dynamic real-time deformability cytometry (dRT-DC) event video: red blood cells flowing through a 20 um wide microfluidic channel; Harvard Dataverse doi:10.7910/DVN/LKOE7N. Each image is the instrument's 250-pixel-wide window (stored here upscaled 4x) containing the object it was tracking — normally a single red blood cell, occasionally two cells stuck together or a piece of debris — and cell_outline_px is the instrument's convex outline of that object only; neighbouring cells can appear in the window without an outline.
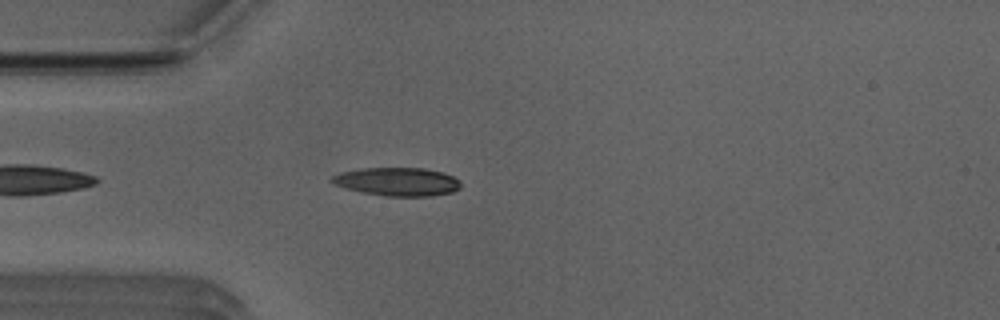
{"species": "Egyptian fruit bat (a non-hibernating species)", "species_latin": "Rousettus aegyptiacus", "temperature_condition": "room temperature", "stored_images_in_passage": 41, "camera_frame_rate_fps": 3000, "um_per_image_px": 0.085, "animal": {"sex": "male"}, "frame": {"image": 1, "passage_image": 4, "time_ms": 1.0, "image_size_px": [1000, 320], "cell_outline_px": [[460, 188], [452, 192], [432, 196], [384, 196], [364, 192], [348, 188], [336, 184], [332, 180], [332, 176], [340, 172], [360, 168], [424, 168], [444, 172], [460, 180]], "centroid_in_image_um": [33.83, 15.43], "position_along_channel_um": 51.2, "area_um2": 21.15}}
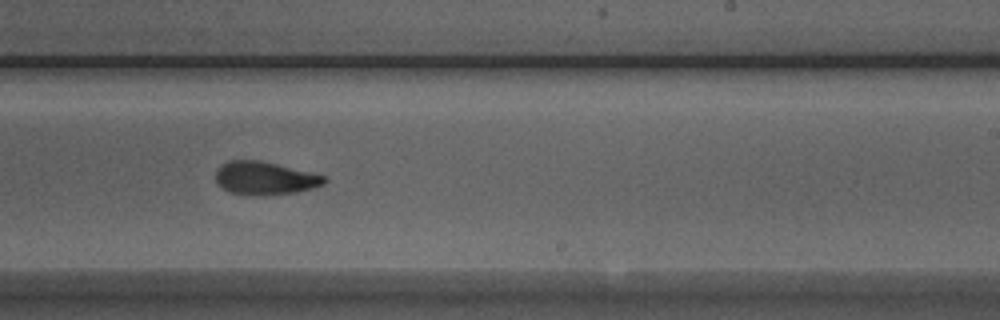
{"frame": {"image": 2, "passage_image": 21, "time_ms": 6.667, "image_size_px": [1000, 320], "cell_outline_px": [[328, 180], [324, 184], [312, 188], [296, 192], [256, 196], [252, 196], [228, 192], [216, 184], [216, 168], [220, 164], [228, 160], [260, 160], [324, 176]], "centroid_in_image_um": [22.43, 15.15], "position_along_channel_um": 266.6, "area_um2": 21.04}}
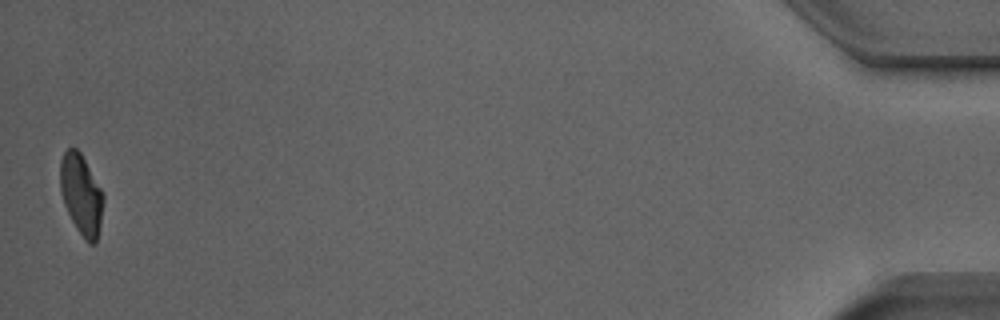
{"frame": {"image": 3, "passage_image": 41, "time_ms": 13.333, "image_size_px": [1000, 320], "cell_outline_px": [[104, 200], [100, 224], [96, 244], [88, 244], [84, 240], [76, 228], [64, 204], [60, 192], [60, 160], [64, 152], [68, 148], [76, 148], [80, 152], [104, 192]], "centroid_in_image_um": [6.91, 16.54], "position_along_channel_um": 428.3, "area_um2": 20.4}, "authors_computed_cell_mechanics": {"area_um2": 21.1548, "velocity_mm_per_s": 3.9368, "shape_relaxation_time_tau1_ms": 4.8269, "shape_relaxation_time_tau2_ms": 2.8254, "deformation_change_tau1": 0.2052, "deformation_change_tau2": 0.1029}}